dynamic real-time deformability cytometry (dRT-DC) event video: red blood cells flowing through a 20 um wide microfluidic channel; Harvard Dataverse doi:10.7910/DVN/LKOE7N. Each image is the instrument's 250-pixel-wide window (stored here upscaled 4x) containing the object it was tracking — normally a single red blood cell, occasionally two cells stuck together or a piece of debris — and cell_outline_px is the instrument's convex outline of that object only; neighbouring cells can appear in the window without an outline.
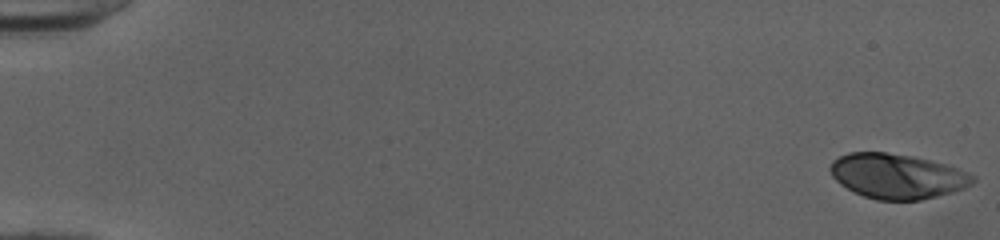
{"species": "human", "species_latin": "Homo sapiens", "temperature_condition": "cold", "stored_images_in_passage": 52, "camera_frame_rate_fps": 3000, "um_per_image_px": 0.085, "donor": {"sex": "female"}, "frame": {"image": 1, "passage_image": 1, "time_ms": 0.0, "image_size_px": [1000, 240], "cell_outline_px": [[976, 180], [972, 184], [964, 188], [952, 192], [920, 200], [876, 200], [864, 196], [840, 184], [832, 176], [828, 168], [832, 160], [848, 152], [884, 152], [912, 156], [944, 164], [968, 172], [976, 176]], "centroid_in_image_um": [76.25, 14.97], "position_along_channel_um": 8.8, "area_um2": 37.22}}
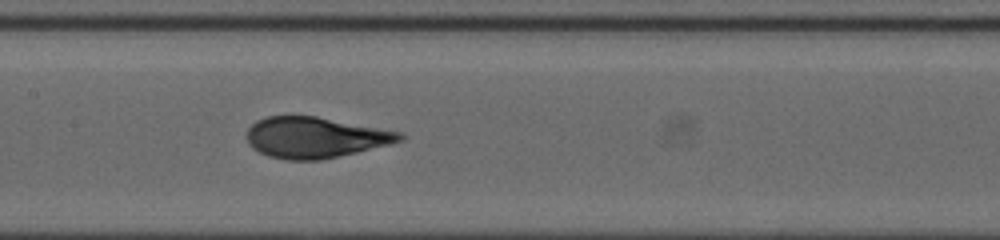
{"frame": {"image": 2, "passage_image": 27, "time_ms": 8.667, "image_size_px": [1000, 240], "cell_outline_px": [[404, 140], [356, 152], [320, 160], [284, 160], [268, 156], [252, 148], [248, 144], [248, 128], [256, 120], [268, 116], [316, 116], [404, 132]], "centroid_in_image_um": [26.79, 11.68], "position_along_channel_um": 180.6, "area_um2": 36.41}}
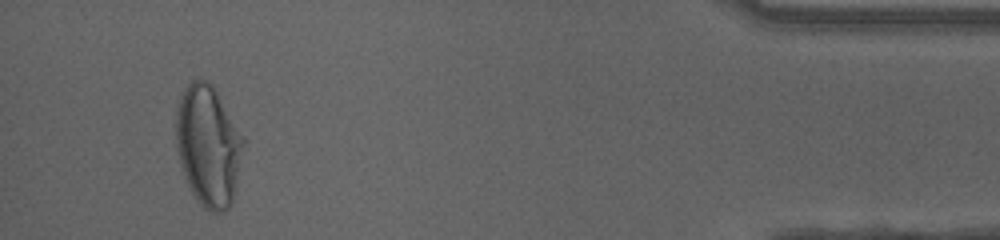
{"frame": {"image": 3, "passage_image": 49, "time_ms": 16.0, "image_size_px": [1000, 240], "cell_outline_px": [[248, 140], [232, 204], [224, 212], [212, 212], [204, 208], [200, 204], [192, 192], [184, 176], [180, 164], [176, 148], [176, 112], [180, 96], [184, 88], [192, 80], [204, 80], [212, 84]], "centroid_in_image_um": [17.76, 12.39], "position_along_channel_um": 417.4, "area_um2": 48.55}, "authors_computed_cell_mechanics": {"area_um2": 36.8186, "velocity_mm_per_s": 4.0376, "shape_relaxation_time_tau1_ms": 6.0323, "shape_relaxation_time_tau2_ms": null, "deformation_change_tau1": 0.2586, "deformation_change_tau2": null}}